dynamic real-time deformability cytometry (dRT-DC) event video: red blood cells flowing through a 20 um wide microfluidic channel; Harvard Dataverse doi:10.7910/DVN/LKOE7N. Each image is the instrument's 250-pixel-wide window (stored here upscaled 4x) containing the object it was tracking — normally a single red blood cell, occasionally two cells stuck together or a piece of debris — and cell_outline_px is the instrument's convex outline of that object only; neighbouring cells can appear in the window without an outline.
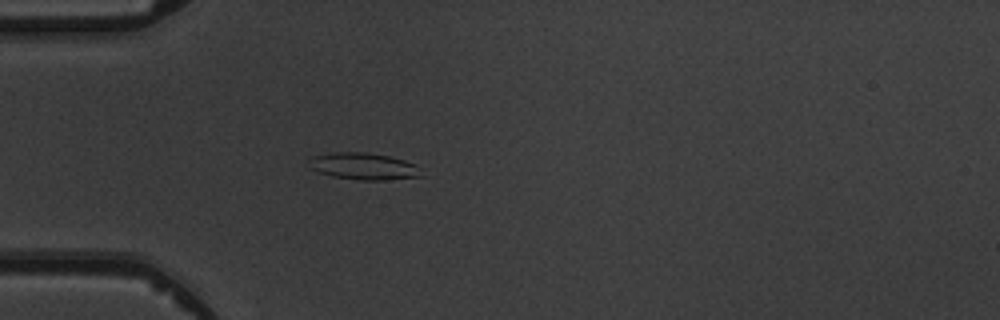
{"species": "common noctule bat (a hibernating species)", "species_latin": "Nyctalus noctula", "temperature_condition": "warm", "stored_images_in_passage": 4, "camera_frame_rate_fps": 3000, "um_per_image_px": 0.085, "animal": {"sex": "male", "body_mass_g": 19.5, "forearm_length_mm": 54.6}, "frame": {"image": 1, "passage_image": 4, "time_ms": 3.667, "image_size_px": [1000, 320], "cell_outline_px": [[424, 176], [384, 180], [360, 180], [332, 176], [316, 172], [308, 168], [308, 160], [312, 156], [332, 152], [368, 152], [388, 156], [404, 160], [416, 164]], "centroid_in_image_um": [30.86, 14.13], "position_along_channel_um": 54.1, "area_um2": 17.86}}